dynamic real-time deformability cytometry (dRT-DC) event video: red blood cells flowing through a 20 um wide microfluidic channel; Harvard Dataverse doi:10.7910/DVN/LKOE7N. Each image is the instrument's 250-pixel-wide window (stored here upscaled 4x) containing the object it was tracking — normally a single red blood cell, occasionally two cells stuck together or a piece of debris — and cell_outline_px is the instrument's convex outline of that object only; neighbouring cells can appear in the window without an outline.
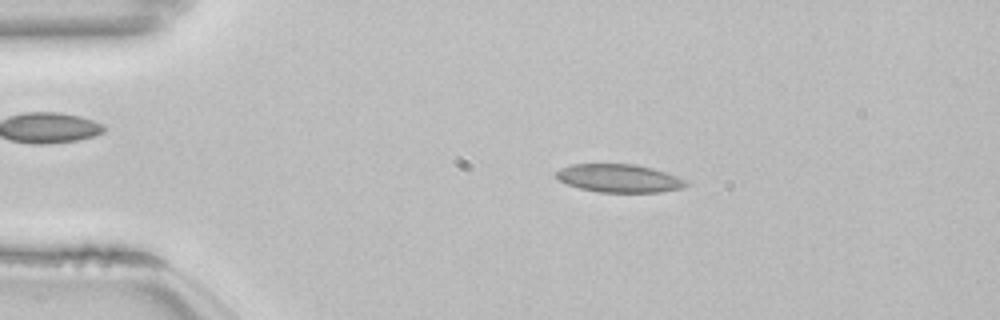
{"species": "common noctule bat (a hibernating species)", "species_latin": "Nyctalus noctula", "temperature_condition": "room temperature", "stored_images_in_passage": 53, "camera_frame_rate_fps": 3000, "um_per_image_px": 0.085, "animal": {"sex": "female", "body_mass_g": 22.7, "forearm_length_mm": 54.2}, "frame": {"image": 1, "passage_image": 10, "time_ms": 3.0, "image_size_px": [1000, 320], "cell_outline_px": [[688, 184], [684, 188], [660, 192], [600, 192], [580, 188], [568, 184], [560, 180], [556, 176], [556, 172], [560, 168], [572, 164], [636, 164], [652, 168], [676, 176], [684, 180]], "centroid_in_image_um": [52.63, 15.15], "position_along_channel_um": 32.4, "area_um2": 21.1}}
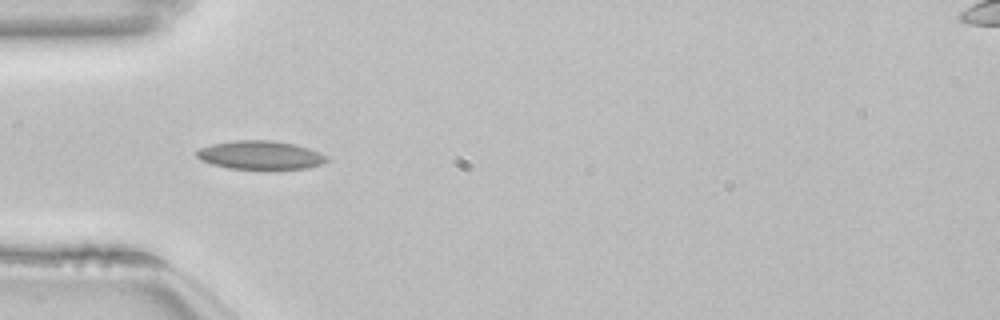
{"frame": {"image": 2, "passage_image": 16, "time_ms": 5.0, "image_size_px": [1000, 320], "cell_outline_px": [[328, 160], [320, 164], [308, 168], [228, 168], [212, 164], [200, 160], [196, 156], [196, 152], [200, 148], [212, 144], [236, 140], [272, 140], [296, 144], [320, 152], [328, 156]], "centroid_in_image_um": [22.13, 13.16], "position_along_channel_um": 62.9, "area_um2": 21.44}}
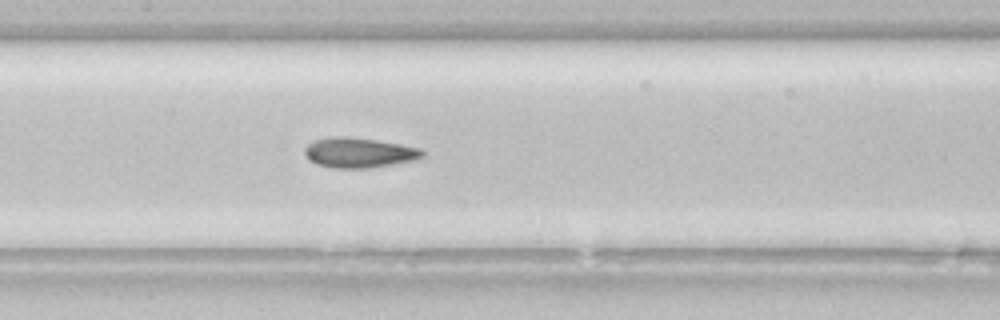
{"frame": {"image": 3, "passage_image": 25, "time_ms": 8.0, "image_size_px": [1000, 320], "cell_outline_px": [[424, 156], [416, 160], [368, 168], [332, 168], [316, 164], [308, 160], [304, 152], [304, 148], [308, 144], [316, 140], [336, 136], [348, 136], [376, 140], [400, 144], [420, 148], [424, 152]], "centroid_in_image_um": [30.5, 12.98], "position_along_channel_um": 176.9, "area_um2": 20.63}, "authors_computed_cell_mechanics": {"area_um2": 20.808, "velocity_mm_per_s": 3.8445, "shape_relaxation_time_tau1_ms": null, "shape_relaxation_time_tau2_ms": 3.657, "deformation_change_tau1": null, "deformation_change_tau2": 0.1047}}